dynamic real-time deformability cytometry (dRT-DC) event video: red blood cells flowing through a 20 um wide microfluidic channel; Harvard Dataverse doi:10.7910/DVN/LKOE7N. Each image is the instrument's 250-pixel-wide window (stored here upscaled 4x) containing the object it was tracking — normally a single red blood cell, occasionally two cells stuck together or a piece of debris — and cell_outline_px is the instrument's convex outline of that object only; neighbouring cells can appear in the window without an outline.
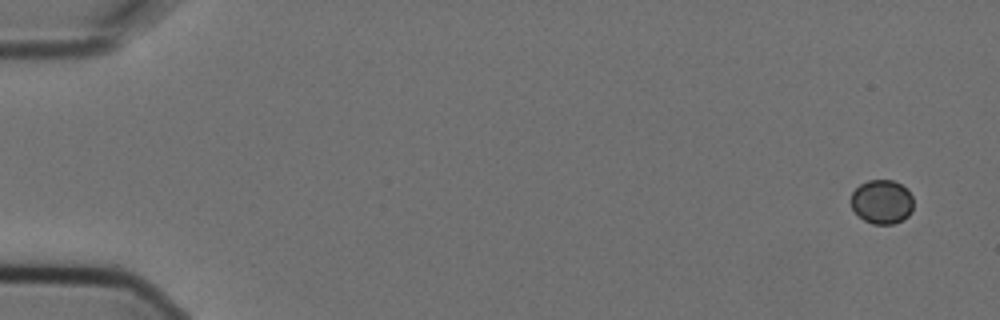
{"species": "Egyptian fruit bat (a non-hibernating species)", "species_latin": "Rousettus aegyptiacus", "temperature_condition": "cold", "stored_images_in_passage": 6, "segment_of_instrument_passage": [1, 2], "camera_frame_rate_fps": 3000, "um_per_image_px": 0.085, "animal": {"sex": "female"}, "frame": {"image": 1, "passage_image": 1, "time_ms": 0.0, "image_size_px": [1000, 320], "cell_outline_px": [[912, 212], [908, 216], [892, 224], [872, 224], [864, 220], [852, 208], [852, 192], [860, 184], [868, 180], [892, 180], [908, 188], [912, 196]], "centroid_in_image_um": [74.98, 17.14], "position_along_channel_um": 10.0, "area_um2": 15.95}}